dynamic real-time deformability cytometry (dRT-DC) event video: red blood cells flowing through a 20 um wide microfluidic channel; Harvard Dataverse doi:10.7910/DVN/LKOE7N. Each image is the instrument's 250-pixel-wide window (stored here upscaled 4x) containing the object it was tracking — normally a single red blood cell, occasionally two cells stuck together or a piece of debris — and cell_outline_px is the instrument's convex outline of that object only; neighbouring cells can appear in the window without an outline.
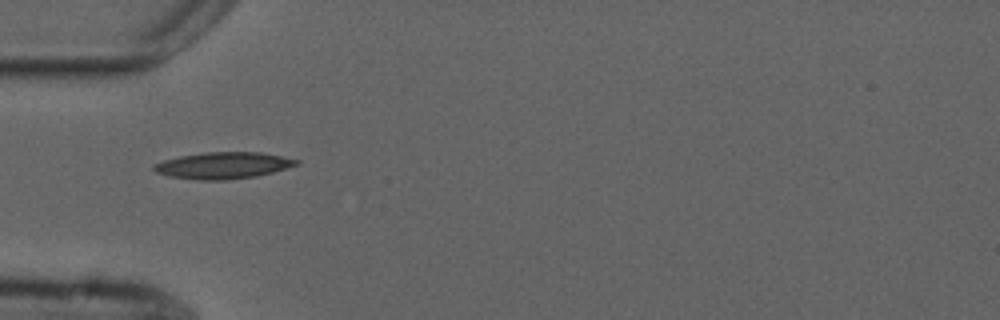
{"species": "common noctule bat (a hibernating species)", "species_latin": "Nyctalus noctula", "temperature_condition": "cold", "stored_images_in_passage": 4, "camera_frame_rate_fps": 3000, "um_per_image_px": 0.085, "animal": {"sex": "male", "forearm_length_mm": 52.5}, "frame": {"image": 1, "passage_image": 2, "time_ms": 2.0, "image_size_px": [1000, 320], "cell_outline_px": [[300, 164], [272, 172], [256, 176], [224, 180], [200, 180], [172, 176], [156, 172], [152, 168], [152, 164], [164, 160], [180, 156], [204, 152], [260, 152], [300, 160]], "centroid_in_image_um": [18.97, 14.05], "position_along_channel_um": 66.0, "area_um2": 21.91}}
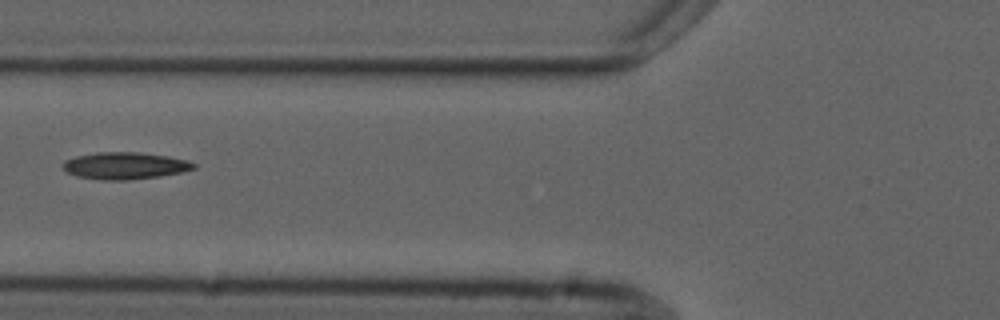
{"frame": {"image": 2, "passage_image": 3, "time_ms": 3.333, "image_size_px": [1000, 320], "cell_outline_px": [[196, 168], [180, 172], [160, 176], [128, 180], [100, 180], [76, 176], [68, 172], [64, 168], [64, 160], [76, 156], [96, 152], [140, 152], [168, 156], [184, 160], [196, 164]], "centroid_in_image_um": [10.6, 14.08], "position_along_channel_um": 115.2, "area_um2": 20.46}}
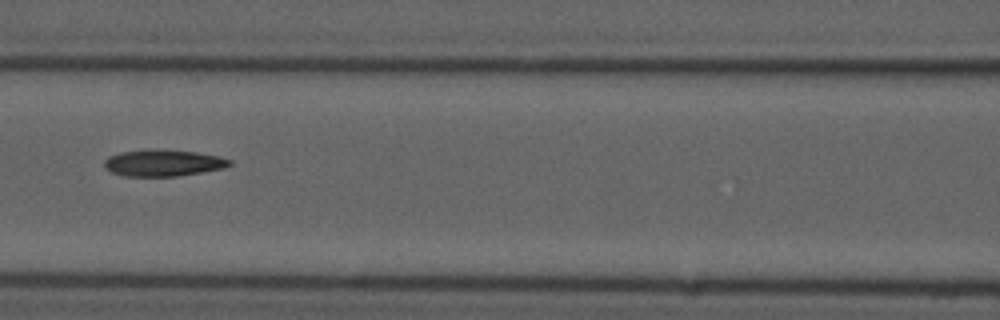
{"frame": {"image": 3, "passage_image": 4, "time_ms": 4.333, "image_size_px": [1000, 320], "cell_outline_px": [[232, 164], [224, 168], [176, 176], [124, 176], [112, 172], [104, 168], [104, 160], [108, 156], [120, 152], [196, 152], [220, 156], [232, 160]], "centroid_in_image_um": [13.89, 13.89], "position_along_channel_um": 152.7, "area_um2": 18.5}}